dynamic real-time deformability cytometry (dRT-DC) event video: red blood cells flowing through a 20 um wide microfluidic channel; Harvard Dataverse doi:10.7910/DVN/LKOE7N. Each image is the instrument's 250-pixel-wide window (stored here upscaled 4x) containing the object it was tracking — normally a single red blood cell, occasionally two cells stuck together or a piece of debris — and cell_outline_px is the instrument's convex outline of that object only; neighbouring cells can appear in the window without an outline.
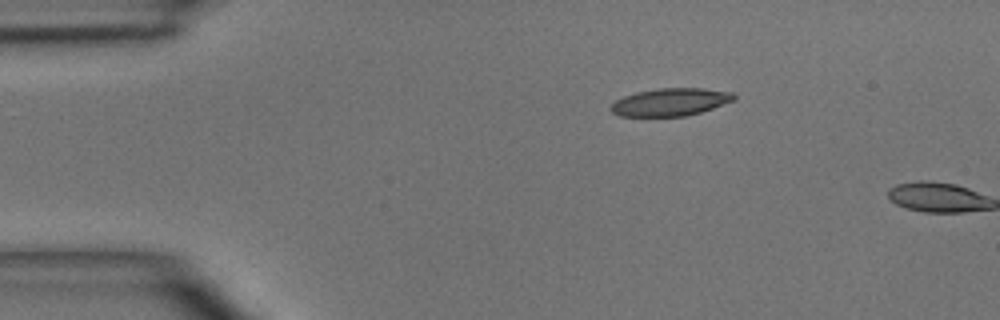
{"species": "common noctule bat (a hibernating species)", "species_latin": "Nyctalus noctula", "temperature_condition": "room temperature", "stored_images_in_passage": 2, "camera_frame_rate_fps": 3000, "um_per_image_px": 0.085, "animal": {"sex": "male", "body_mass_g": 15.6}, "frame": {"image": 1, "passage_image": 1, "time_ms": 0.0, "image_size_px": [1000, 320], "cell_outline_px": [[736, 100], [700, 112], [684, 116], [620, 116], [612, 112], [608, 108], [616, 100], [624, 96], [636, 92], [660, 88], [704, 88], [732, 92], [736, 96]], "centroid_in_image_um": [56.99, 8.67], "position_along_channel_um": 28.0, "area_um2": 19.83}}